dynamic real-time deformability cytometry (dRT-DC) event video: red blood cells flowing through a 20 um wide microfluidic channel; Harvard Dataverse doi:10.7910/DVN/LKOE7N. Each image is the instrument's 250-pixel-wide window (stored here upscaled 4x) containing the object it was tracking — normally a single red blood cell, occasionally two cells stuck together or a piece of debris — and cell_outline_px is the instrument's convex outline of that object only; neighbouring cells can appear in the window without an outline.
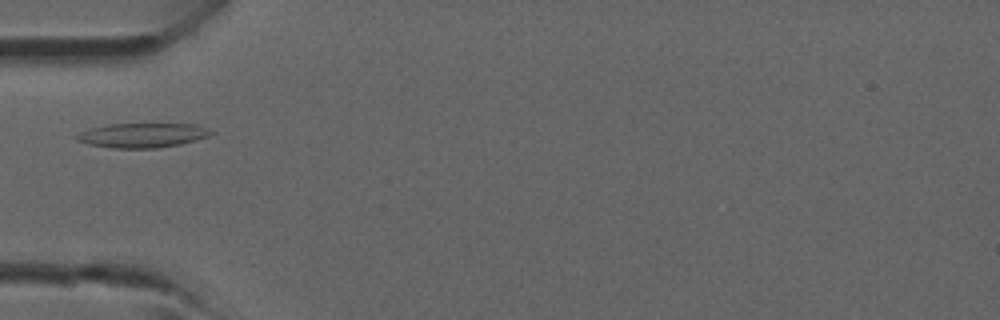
{"species": "common noctule bat (a hibernating species)", "species_latin": "Nyctalus noctula", "temperature_condition": "room temperature", "stored_images_in_passage": 3, "camera_frame_rate_fps": 3000, "um_per_image_px": 0.085, "animal": {"sex": "male", "forearm_length_mm": 52.5}, "frame": {"image": 1, "passage_image": 3, "time_ms": 2.333, "image_size_px": [1000, 320], "cell_outline_px": [[216, 132], [208, 136], [196, 140], [180, 144], [156, 148], [112, 148], [88, 144], [76, 140], [72, 136], [92, 128], [108, 124], [196, 124], [208, 128]], "centroid_in_image_um": [12.12, 11.5], "position_along_channel_um": 72.9, "area_um2": 19.19}}